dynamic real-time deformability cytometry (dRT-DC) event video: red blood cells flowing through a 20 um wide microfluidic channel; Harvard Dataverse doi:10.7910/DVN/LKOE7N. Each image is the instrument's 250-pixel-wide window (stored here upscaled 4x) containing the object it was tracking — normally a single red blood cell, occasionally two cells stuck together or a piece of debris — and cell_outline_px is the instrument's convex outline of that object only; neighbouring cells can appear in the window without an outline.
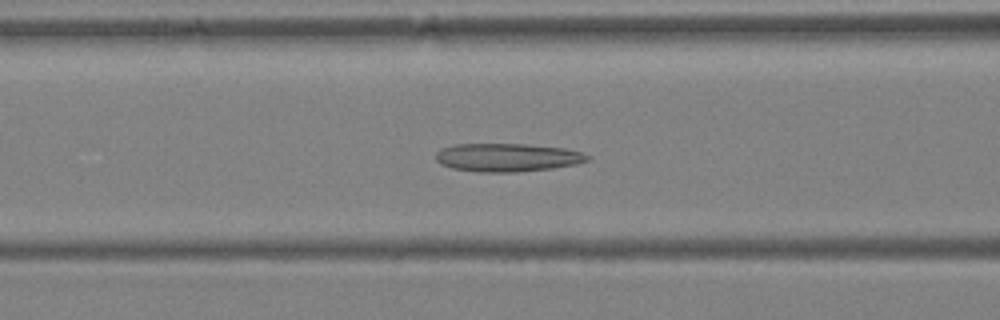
{"species": "Egyptian fruit bat (a non-hibernating species)", "species_latin": "Rousettus aegyptiacus", "temperature_condition": "warm", "stored_images_in_passage": 40, "camera_frame_rate_fps": 3000, "um_per_image_px": 0.085, "animal": {"sex": "female"}, "frame": {"image": 1, "passage_image": 16, "time_ms": 5.0, "image_size_px": [1000, 320], "cell_outline_px": [[592, 156], [588, 160], [576, 164], [552, 168], [516, 172], [480, 172], [452, 168], [440, 164], [436, 160], [436, 152], [440, 148], [456, 144], [528, 144], [564, 148], [580, 152]], "centroid_in_image_um": [43.1, 13.38], "position_along_channel_um": 123.5, "area_um2": 25.03}}
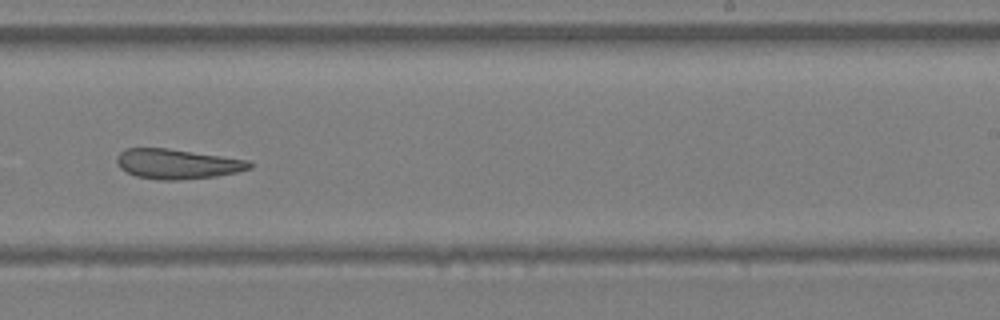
{"frame": {"image": 2, "passage_image": 25, "time_ms": 8.0, "image_size_px": [1000, 320], "cell_outline_px": [[252, 168], [236, 172], [216, 176], [180, 180], [160, 180], [136, 176], [120, 168], [116, 160], [116, 156], [124, 148], [168, 148], [248, 160], [252, 164]], "centroid_in_image_um": [15.05, 13.93], "position_along_channel_um": 274.0, "area_um2": 23.06}}
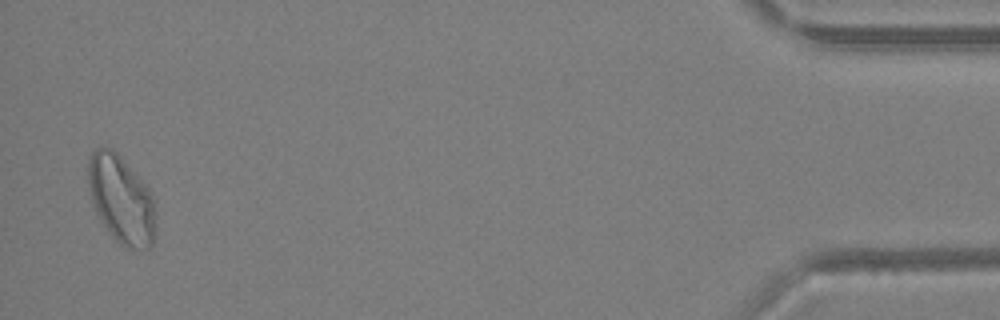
{"frame": {"image": 3, "passage_image": 39, "time_ms": 12.667, "image_size_px": [1000, 320], "cell_outline_px": [[156, 212], [152, 244], [148, 248], [128, 248], [120, 244], [112, 236], [96, 212], [92, 200], [88, 180], [88, 156], [96, 148], [112, 148], [116, 152], [148, 188], [156, 200]], "centroid_in_image_um": [10.32, 16.95], "position_along_channel_um": 424.9, "area_um2": 34.22}}